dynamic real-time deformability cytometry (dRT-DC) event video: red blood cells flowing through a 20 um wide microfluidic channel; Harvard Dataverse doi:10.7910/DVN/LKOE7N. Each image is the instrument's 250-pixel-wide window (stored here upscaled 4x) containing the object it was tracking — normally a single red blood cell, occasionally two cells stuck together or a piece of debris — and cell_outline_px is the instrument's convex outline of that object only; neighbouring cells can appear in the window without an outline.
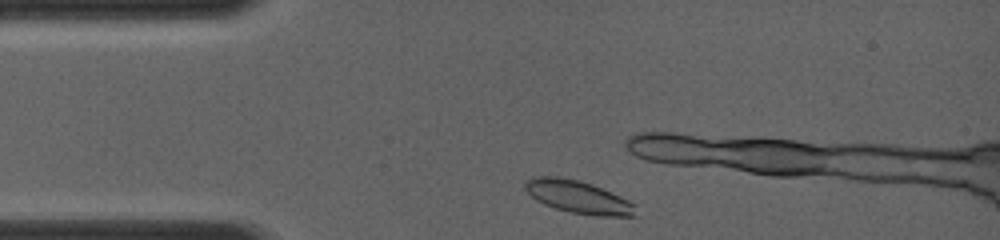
{"species": "common noctule bat (a hibernating species)", "species_latin": "Nyctalus noctula", "temperature_condition": "room temperature", "stored_images_in_passage": 26, "camera_frame_rate_fps": 4000, "um_per_image_px": 0.085, "animal": {"sex": "female", "body_mass_g": 19.0, "forearm_length_mm": 56.7}, "frame": {"image": 1, "passage_image": 1, "time_ms": 0.0, "image_size_px": [1000, 240], "cell_outline_px": [[636, 216], [600, 216], [572, 212], [556, 208], [544, 204], [536, 200], [528, 192], [524, 184], [528, 180], [544, 176], [548, 176], [576, 180], [600, 188], [632, 204]], "centroid_in_image_um": [49.09, 16.76], "position_along_channel_um": 35.9, "area_um2": 19.83}}